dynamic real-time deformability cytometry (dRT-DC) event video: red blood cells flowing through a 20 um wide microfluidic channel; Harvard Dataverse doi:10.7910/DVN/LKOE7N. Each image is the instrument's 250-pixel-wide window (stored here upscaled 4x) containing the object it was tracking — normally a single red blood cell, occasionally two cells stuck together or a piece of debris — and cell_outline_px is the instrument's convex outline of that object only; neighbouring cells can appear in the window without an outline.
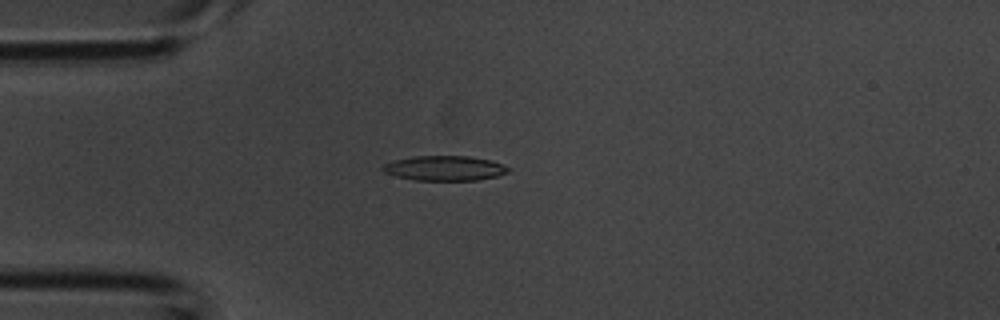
{"species": "common noctule bat (a hibernating species)", "species_latin": "Nyctalus noctula", "temperature_condition": "room temperature", "stored_images_in_passage": 3, "camera_frame_rate_fps": 3000, "um_per_image_px": 0.085, "animal": {"sex": "male", "body_mass_g": 20.1, "forearm_length_mm": 53.5}, "frame": {"image": 1, "passage_image": 3, "time_ms": 0.667, "image_size_px": [1000, 320], "cell_outline_px": [[512, 168], [508, 172], [496, 176], [476, 180], [416, 180], [396, 176], [384, 172], [380, 168], [384, 164], [392, 160], [416, 156], [468, 156], [492, 160]], "centroid_in_image_um": [37.79, 14.29], "position_along_channel_um": 47.2, "area_um2": 18.21}}